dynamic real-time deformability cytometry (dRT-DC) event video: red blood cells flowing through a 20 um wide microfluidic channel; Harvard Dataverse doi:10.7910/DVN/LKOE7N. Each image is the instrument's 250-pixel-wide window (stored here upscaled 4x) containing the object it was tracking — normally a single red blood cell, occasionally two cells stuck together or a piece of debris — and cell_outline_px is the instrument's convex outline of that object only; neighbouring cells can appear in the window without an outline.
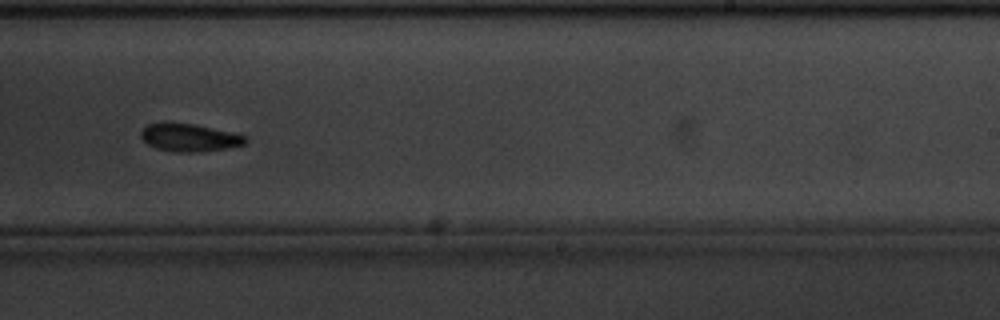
{"species": "common noctule bat (a hibernating species)", "species_latin": "Nyctalus noctula", "temperature_condition": "cold", "stored_images_in_passage": 15, "camera_frame_rate_fps": 3000, "um_per_image_px": 0.085, "animal": {"sex": "male", "body_mass_g": 20.1, "forearm_length_mm": 53.5}, "frame": {"image": 1, "passage_image": 9, "time_ms": 2.667, "image_size_px": [1000, 320], "cell_outline_px": [[248, 140], [244, 144], [224, 148], [192, 152], [176, 152], [156, 148], [148, 144], [140, 136], [140, 132], [148, 124], [164, 120], [192, 124], [212, 128], [248, 136]], "centroid_in_image_um": [16.04, 11.66], "position_along_channel_um": 273.0, "area_um2": 16.94}}